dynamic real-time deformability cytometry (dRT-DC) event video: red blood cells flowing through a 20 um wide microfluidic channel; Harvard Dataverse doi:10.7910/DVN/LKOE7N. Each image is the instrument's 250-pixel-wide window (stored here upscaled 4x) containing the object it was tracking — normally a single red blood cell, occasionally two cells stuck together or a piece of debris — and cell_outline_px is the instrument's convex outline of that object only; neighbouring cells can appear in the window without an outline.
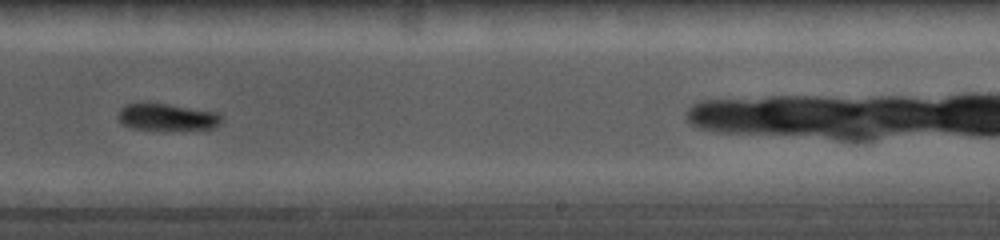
{"species": "common noctule bat (a hibernating species)", "species_latin": "Nyctalus noctula", "temperature_condition": "cold", "stored_images_in_passage": 17, "camera_frame_rate_fps": 5000, "um_per_image_px": 0.085, "animal": {"sex": "female", "body_mass_g": 19.0, "forearm_length_mm": 56.7}, "frame": {"image": 1, "passage_image": 12, "time_ms": 5.6, "image_size_px": [1000, 240], "cell_outline_px": [[224, 120], [220, 124], [212, 128], [128, 128], [116, 116], [120, 108], [124, 104], [164, 104], [220, 112]], "centroid_in_image_um": [14.22, 9.93], "position_along_channel_um": 274.8, "area_um2": 15.66}}
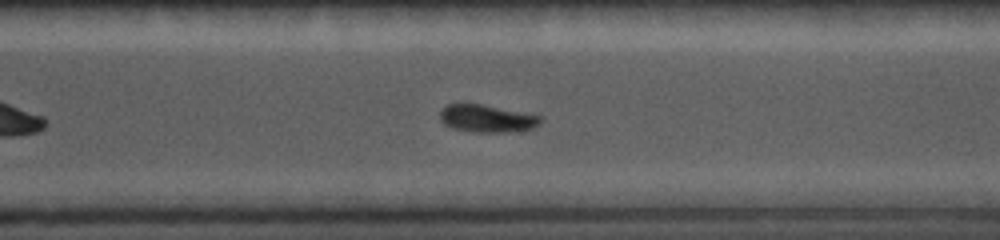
{"frame": {"image": 2, "passage_image": 15, "time_ms": 7.0, "image_size_px": [1000, 240], "cell_outline_px": [[544, 120], [540, 124], [532, 128], [512, 132], [472, 132], [452, 128], [444, 124], [440, 120], [440, 112], [448, 104], [480, 104], [540, 116]], "centroid_in_image_um": [41.38, 10.09], "position_along_channel_um": 329.2, "area_um2": 15.95}}